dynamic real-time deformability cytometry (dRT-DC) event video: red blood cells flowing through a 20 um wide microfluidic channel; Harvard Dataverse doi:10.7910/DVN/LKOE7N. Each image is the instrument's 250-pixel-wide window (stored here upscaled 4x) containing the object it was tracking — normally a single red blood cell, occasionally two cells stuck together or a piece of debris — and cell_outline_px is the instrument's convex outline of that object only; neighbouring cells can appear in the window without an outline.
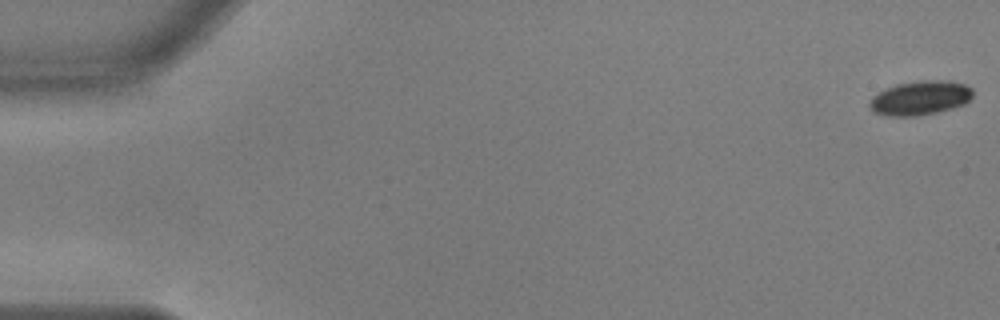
{"species": "common noctule bat (a hibernating species)", "species_latin": "Nyctalus noctula", "temperature_condition": "warm", "stored_images_in_passage": 19, "camera_frame_rate_fps": 3000, "um_per_image_px": 0.085, "animal": {"sex": "male", "body_mass_g": 17.9, "forearm_length_mm": 54.2}, "frame": {"image": 1, "passage_image": 1, "time_ms": 0.0, "image_size_px": [1000, 320], "cell_outline_px": [[972, 96], [964, 104], [952, 108], [936, 112], [916, 116], [888, 116], [872, 112], [868, 104], [872, 96], [884, 88], [896, 84], [920, 80], [948, 80], [964, 84], [972, 88]], "centroid_in_image_um": [78.17, 8.32], "position_along_channel_um": 6.8, "area_um2": 20.75}}
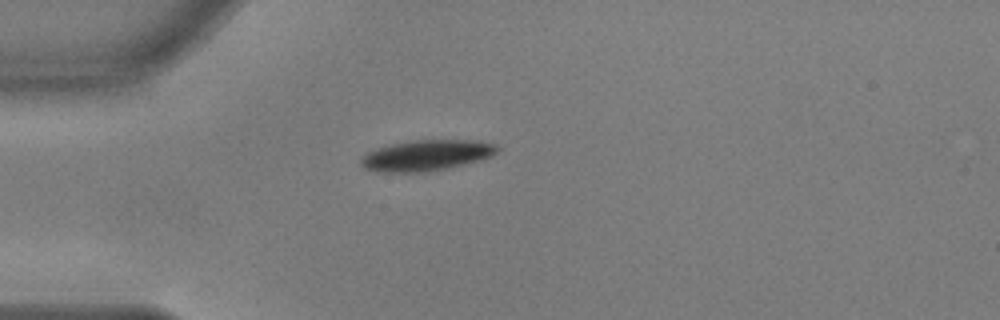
{"frame": {"image": 2, "passage_image": 16, "time_ms": 5.0, "image_size_px": [1000, 320], "cell_outline_px": [[500, 148], [492, 156], [480, 160], [464, 164], [444, 168], [416, 172], [384, 172], [364, 168], [360, 164], [360, 156], [376, 148], [392, 144], [412, 140], [476, 140], [496, 144]], "centroid_in_image_um": [36.24, 13.19], "position_along_channel_um": 48.8, "area_um2": 24.28}}